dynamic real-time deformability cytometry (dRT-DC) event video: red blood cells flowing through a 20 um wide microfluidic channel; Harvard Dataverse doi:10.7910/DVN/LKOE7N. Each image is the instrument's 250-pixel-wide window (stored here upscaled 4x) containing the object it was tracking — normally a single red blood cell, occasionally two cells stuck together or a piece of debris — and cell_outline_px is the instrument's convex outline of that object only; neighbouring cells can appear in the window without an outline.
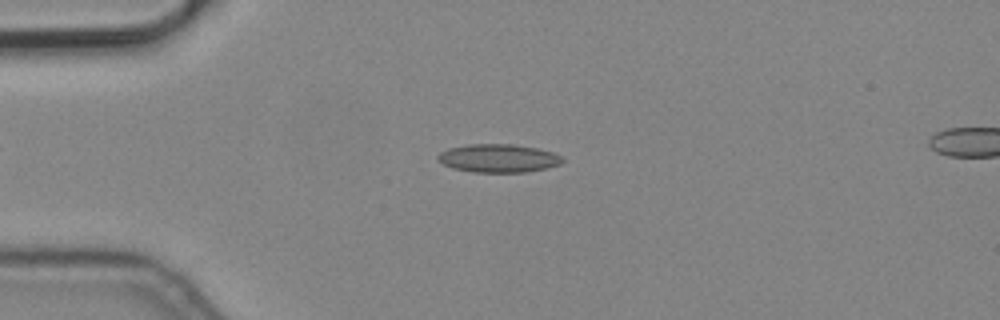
{"species": "common noctule bat (a hibernating species)", "species_latin": "Nyctalus noctula", "temperature_condition": "cold", "stored_images_in_passage": 7, "camera_frame_rate_fps": 3000, "um_per_image_px": 0.085, "animal": {"sex": "male", "body_mass_g": 19.2, "forearm_length_mm": 51.8}, "frame": {"image": 1, "passage_image": 2, "time_ms": 0.333, "image_size_px": [1000, 320], "cell_outline_px": [[564, 160], [560, 164], [548, 168], [524, 172], [472, 172], [452, 168], [444, 164], [436, 156], [440, 152], [448, 148], [468, 144], [516, 144], [536, 148], [552, 152], [560, 156]], "centroid_in_image_um": [42.36, 13.45], "position_along_channel_um": 42.6, "area_um2": 20.52}}
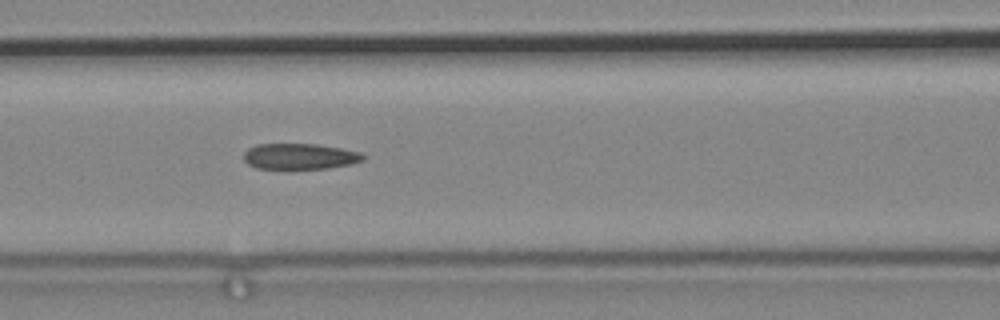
{"frame": {"image": 2, "passage_image": 5, "time_ms": 1.333, "image_size_px": [1000, 320], "cell_outline_px": [[364, 160], [352, 164], [328, 168], [256, 168], [248, 164], [244, 160], [244, 152], [248, 148], [256, 144], [316, 144], [340, 148], [360, 152], [364, 156]], "centroid_in_image_um": [25.47, 13.28], "position_along_channel_um": 141.1, "area_um2": 17.86}}
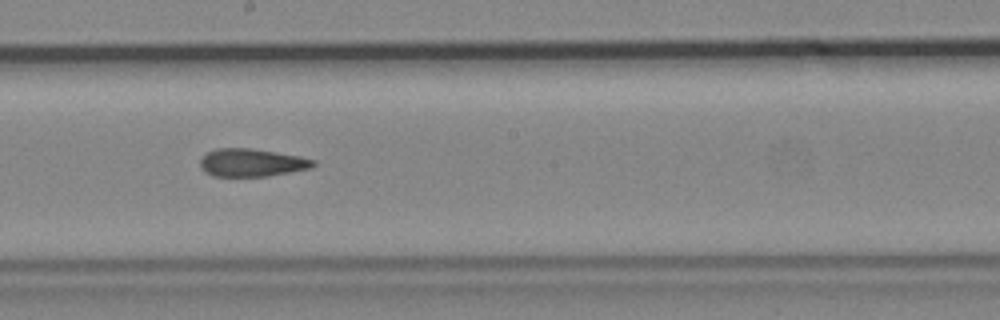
{"frame": {"image": 3, "passage_image": 7, "time_ms": 2.0, "image_size_px": [1000, 320], "cell_outline_px": [[316, 164], [312, 168], [268, 176], [212, 176], [204, 172], [200, 168], [200, 160], [208, 152], [216, 148], [252, 148], [300, 156], [316, 160]], "centroid_in_image_um": [21.4, 13.82], "position_along_channel_um": 226.8, "area_um2": 18.5}}